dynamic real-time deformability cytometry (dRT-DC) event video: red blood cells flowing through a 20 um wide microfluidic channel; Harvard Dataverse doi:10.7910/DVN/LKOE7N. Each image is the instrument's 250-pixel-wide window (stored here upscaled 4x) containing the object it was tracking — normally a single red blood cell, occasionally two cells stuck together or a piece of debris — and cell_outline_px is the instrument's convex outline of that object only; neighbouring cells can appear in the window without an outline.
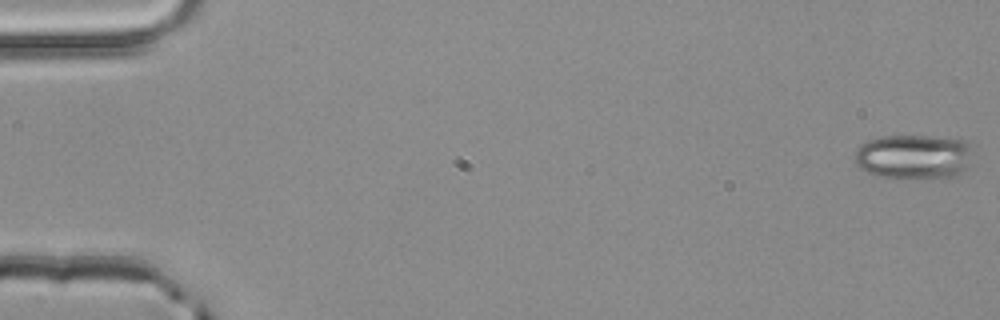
{"species": "common noctule bat (a hibernating species)", "species_latin": "Nyctalus noctula", "temperature_condition": "room temperature", "stored_images_in_passage": 52, "camera_frame_rate_fps": 3000, "um_per_image_px": 0.085, "animal": {"sex": "male", "body_mass_g": 20.4}, "frame": {"image": 1, "passage_image": 1, "time_ms": 0.0, "image_size_px": [1000, 320], "cell_outline_px": [[972, 144], [964, 168], [960, 172], [952, 176], [920, 180], [916, 180], [872, 176], [860, 168], [856, 164], [856, 148], [860, 144], [868, 140], [884, 136], [928, 136], [964, 140]], "centroid_in_image_um": [77.58, 13.34], "position_along_channel_um": 7.4, "area_um2": 30.92}}
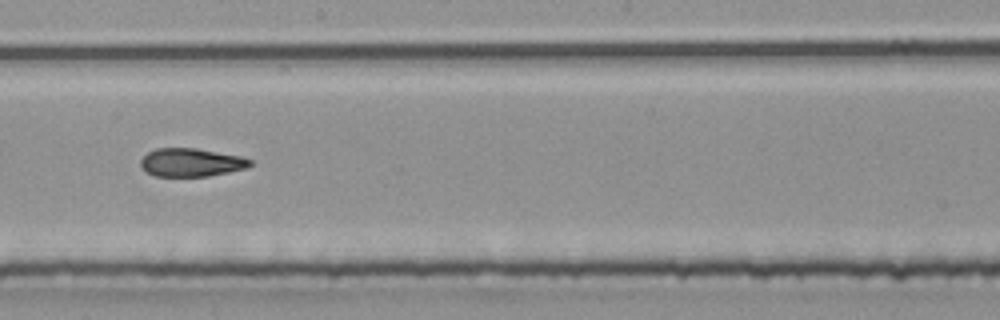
{"frame": {"image": 2, "passage_image": 30, "time_ms": 9.667, "image_size_px": [1000, 320], "cell_outline_px": [[252, 164], [244, 168], [228, 172], [208, 176], [156, 176], [148, 172], [140, 164], [140, 160], [148, 152], [156, 148], [196, 148], [240, 156], [252, 160]], "centroid_in_image_um": [16.24, 13.8], "position_along_channel_um": 232.0, "area_um2": 17.8}}
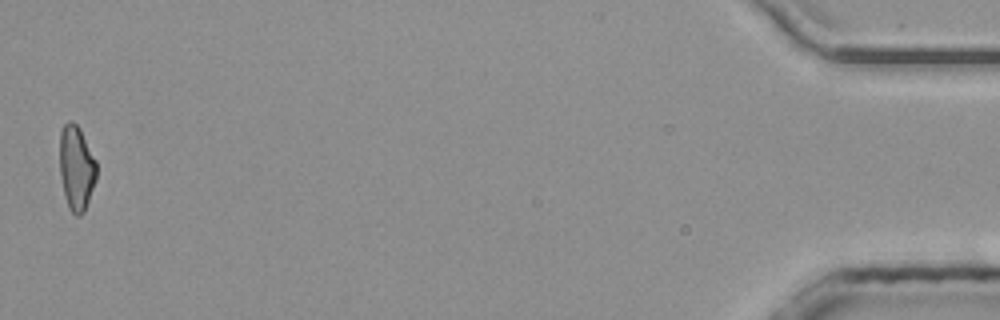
{"frame": {"image": 3, "passage_image": 52, "time_ms": 17.0, "image_size_px": [1000, 320], "cell_outline_px": [[96, 180], [84, 212], [80, 216], [76, 216], [68, 208], [64, 196], [60, 176], [60, 132], [64, 124], [68, 120], [72, 120], [80, 128], [96, 160]], "centroid_in_image_um": [6.49, 14.27], "position_along_channel_um": 428.7, "area_um2": 18.38}, "authors_computed_cell_mechanics": {"area_um2": 18.9873, "velocity_mm_per_s": 4.0393, "shape_relaxation_time_tau1_ms": null, "shape_relaxation_time_tau2_ms": 3.0241, "deformation_change_tau1": null, "deformation_change_tau2": 0.1103}}